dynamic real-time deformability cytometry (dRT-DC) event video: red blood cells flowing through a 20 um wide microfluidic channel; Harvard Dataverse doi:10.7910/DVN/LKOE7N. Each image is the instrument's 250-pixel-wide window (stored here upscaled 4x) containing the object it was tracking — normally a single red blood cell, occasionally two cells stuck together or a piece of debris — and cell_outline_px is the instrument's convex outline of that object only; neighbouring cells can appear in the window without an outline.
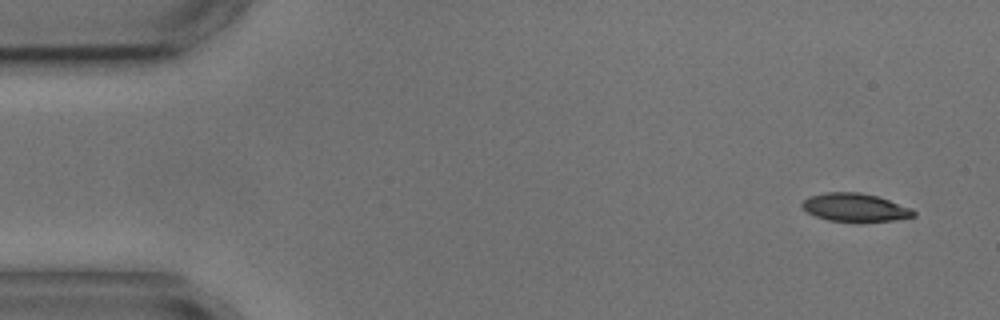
{"species": "common noctule bat (a hibernating species)", "species_latin": "Nyctalus noctula", "temperature_condition": "cold", "stored_images_in_passage": 4, "camera_frame_rate_fps": 3000, "um_per_image_px": 0.085, "animal": {"sex": "male", "body_mass_g": 17.9, "forearm_length_mm": 54.2}, "frame": {"image": 1, "passage_image": 1, "time_ms": 0.0, "image_size_px": [1000, 320], "cell_outline_px": [[916, 216], [892, 220], [828, 220], [816, 216], [808, 212], [800, 204], [808, 196], [824, 192], [860, 192], [876, 196], [912, 208], [916, 212]], "centroid_in_image_um": [72.66, 17.6], "position_along_channel_um": 12.3, "area_um2": 17.86}}